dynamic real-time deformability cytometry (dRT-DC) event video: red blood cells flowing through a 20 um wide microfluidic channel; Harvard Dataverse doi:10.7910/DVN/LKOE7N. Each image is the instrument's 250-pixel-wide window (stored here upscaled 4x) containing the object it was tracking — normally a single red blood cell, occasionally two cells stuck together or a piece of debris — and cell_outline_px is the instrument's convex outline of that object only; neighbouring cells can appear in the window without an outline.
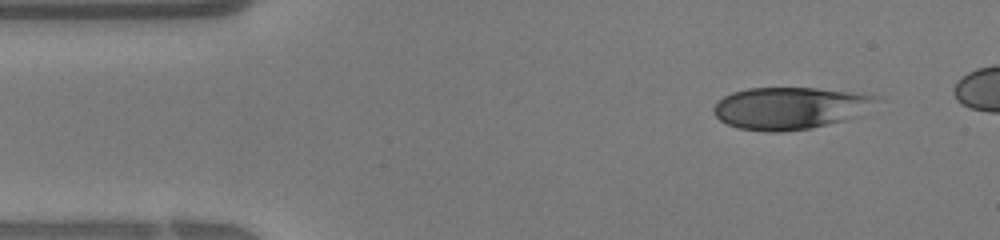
{"species": "human", "species_latin": "Homo sapiens", "temperature_condition": "warm", "stored_images_in_passage": 32, "camera_frame_rate_fps": 3000, "um_per_image_px": 0.085, "donor": {"sex": "female"}, "frame": {"image": 1, "passage_image": 1, "time_ms": 0.0, "image_size_px": [1000, 240], "cell_outline_px": [[880, 96], [844, 120], [812, 128], [780, 132], [768, 132], [736, 128], [720, 120], [716, 116], [712, 108], [724, 96], [732, 92], [748, 88], [816, 88], [852, 92]], "centroid_in_image_um": [66.99, 9.19], "position_along_channel_um": 18.0, "area_um2": 38.96}}
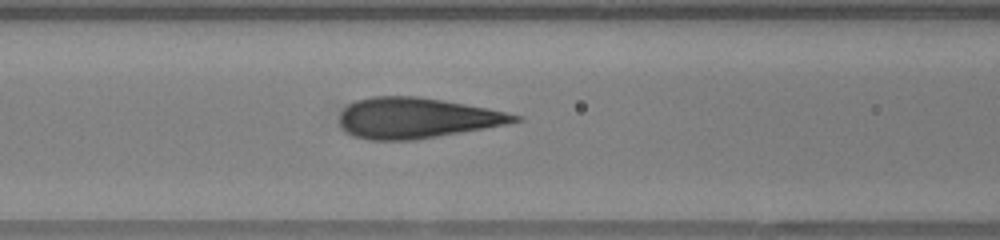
{"frame": {"image": 2, "passage_image": 12, "time_ms": 3.667, "image_size_px": [1000, 240], "cell_outline_px": [[524, 120], [484, 128], [416, 140], [368, 140], [352, 136], [340, 124], [340, 112], [348, 104], [356, 100], [372, 96], [416, 96], [488, 108], [524, 116]], "centroid_in_image_um": [35.4, 10.03], "position_along_channel_um": 131.2, "area_um2": 41.27}}
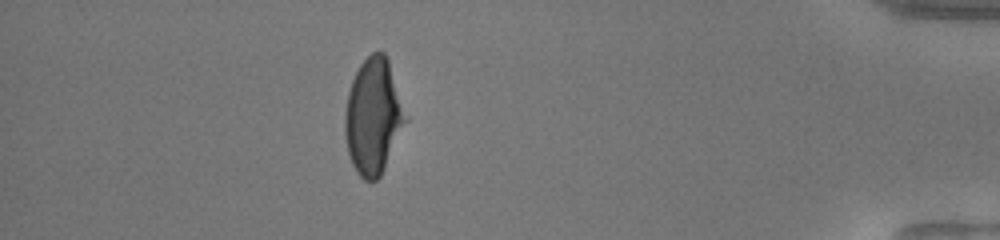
{"frame": {"image": 3, "passage_image": 31, "time_ms": 10.0, "image_size_px": [1000, 240], "cell_outline_px": [[408, 120], [380, 176], [376, 180], [364, 180], [356, 172], [352, 164], [348, 152], [344, 132], [344, 112], [348, 92], [352, 80], [360, 64], [372, 52], [384, 52], [388, 60], [408, 116]], "centroid_in_image_um": [31.73, 9.9], "position_along_channel_um": 403.5, "area_um2": 40.92}}